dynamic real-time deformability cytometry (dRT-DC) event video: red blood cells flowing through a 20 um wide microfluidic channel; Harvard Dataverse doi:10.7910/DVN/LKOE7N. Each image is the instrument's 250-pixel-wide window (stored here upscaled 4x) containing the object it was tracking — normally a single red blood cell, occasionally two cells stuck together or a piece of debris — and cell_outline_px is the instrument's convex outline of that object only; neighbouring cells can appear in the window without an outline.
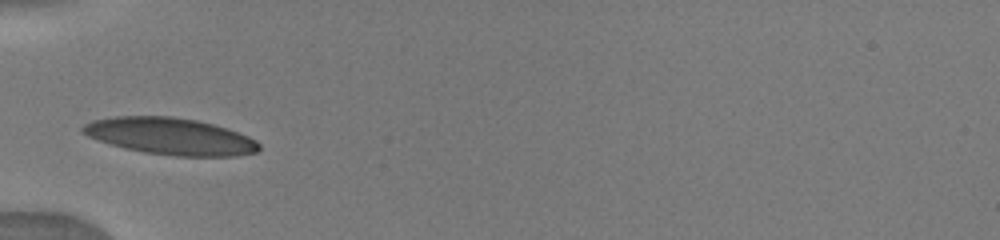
{"species": "human", "species_latin": "Homo sapiens", "temperature_condition": "warm", "stored_images_in_passage": 20, "camera_frame_rate_fps": 3000, "um_per_image_px": 0.085, "donor": {"sex": "male"}, "frame": {"image": 1, "passage_image": 4, "time_ms": 2.667, "image_size_px": [1000, 240], "cell_outline_px": [[260, 148], [256, 152], [236, 156], [176, 156], [144, 152], [124, 148], [88, 136], [80, 132], [80, 128], [84, 124], [92, 120], [116, 116], [172, 116], [196, 120], [212, 124], [248, 136], [256, 140], [260, 144]], "centroid_in_image_um": [14.46, 11.58], "position_along_channel_um": 70.5, "area_um2": 37.63}}
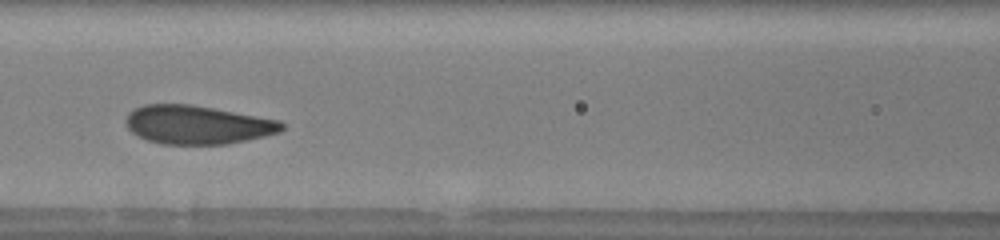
{"frame": {"image": 2, "passage_image": 6, "time_ms": 4.667, "image_size_px": [1000, 240], "cell_outline_px": [[284, 128], [280, 132], [264, 136], [228, 144], [160, 144], [148, 140], [132, 132], [128, 128], [124, 120], [128, 112], [144, 104], [192, 104], [280, 120], [284, 124]], "centroid_in_image_um": [16.77, 10.6], "position_along_channel_um": 149.8, "area_um2": 35.14}}
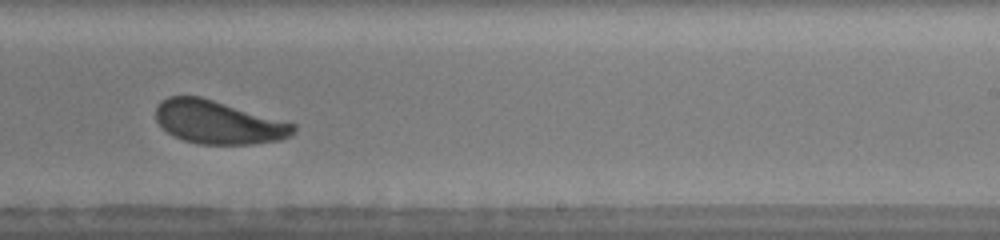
{"frame": {"image": 3, "passage_image": 9, "time_ms": 7.667, "image_size_px": [1000, 240], "cell_outline_px": [[296, 132], [292, 136], [280, 140], [252, 144], [200, 144], [184, 140], [160, 128], [156, 120], [156, 108], [160, 100], [168, 96], [200, 96], [296, 124]], "centroid_in_image_um": [18.55, 10.39], "position_along_channel_um": 270.4, "area_um2": 34.74}}